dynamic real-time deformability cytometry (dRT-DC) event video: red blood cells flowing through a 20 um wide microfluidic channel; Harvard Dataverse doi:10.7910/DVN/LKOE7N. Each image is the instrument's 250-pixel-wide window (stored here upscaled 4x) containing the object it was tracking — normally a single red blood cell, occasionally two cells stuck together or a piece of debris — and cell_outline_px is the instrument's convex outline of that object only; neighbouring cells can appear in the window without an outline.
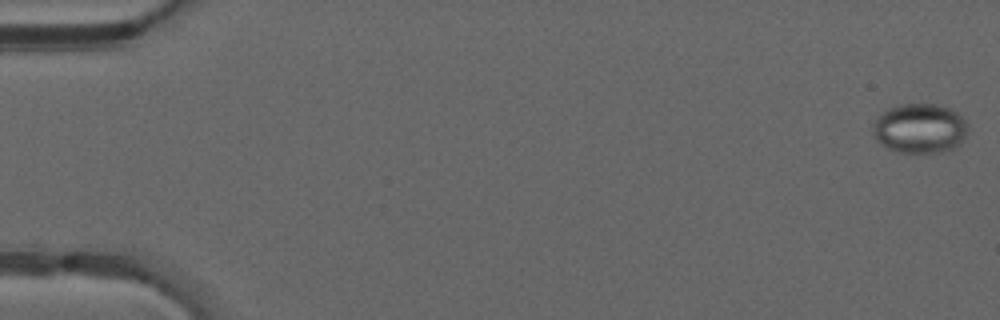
{"species": "common noctule bat (a hibernating species)", "species_latin": "Nyctalus noctula", "temperature_condition": "warm", "stored_images_in_passage": 49, "camera_frame_rate_fps": 3000, "um_per_image_px": 0.085, "animal": {"sex": "male", "forearm_length_mm": 52.5}, "frame": {"image": 1, "passage_image": 1, "time_ms": 0.0, "image_size_px": [1000, 320], "cell_outline_px": [[968, 128], [960, 144], [948, 152], [900, 152], [888, 148], [880, 144], [876, 140], [872, 132], [872, 124], [880, 112], [888, 108], [900, 104], [936, 104], [948, 108], [956, 112], [968, 124]], "centroid_in_image_um": [78.15, 10.91], "position_along_channel_um": 6.9, "area_um2": 27.69}}
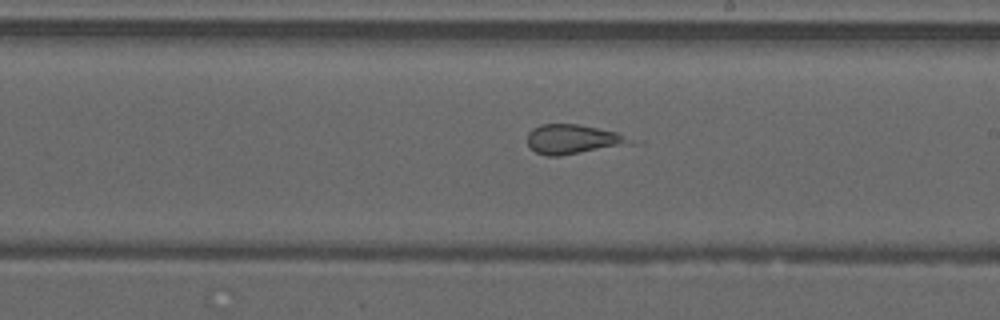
{"frame": {"image": 2, "passage_image": 29, "time_ms": 9.333, "image_size_px": [1000, 320], "cell_outline_px": [[644, 144], [560, 156], [548, 156], [536, 152], [528, 144], [528, 132], [532, 128], [540, 124], [576, 124], [616, 132], [644, 140]], "centroid_in_image_um": [48.94, 11.86], "position_along_channel_um": 240.1, "area_um2": 18.67}}
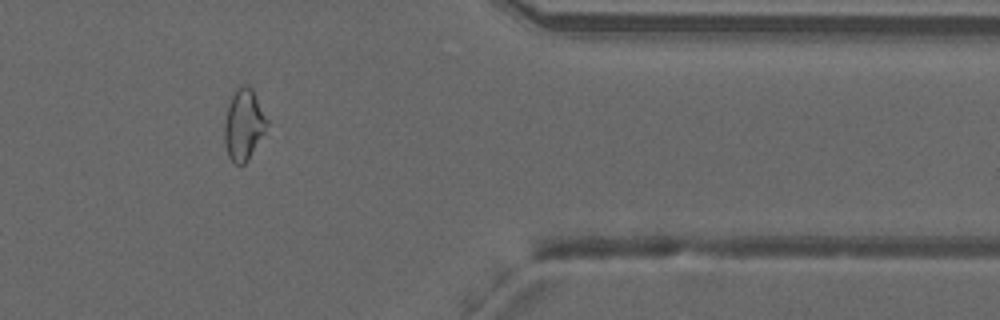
{"frame": {"image": 3, "passage_image": 41, "time_ms": 13.333, "image_size_px": [1000, 320], "cell_outline_px": [[268, 124], [264, 132], [244, 164], [236, 164], [228, 156], [224, 144], [224, 124], [228, 104], [236, 88], [240, 84], [248, 84], [252, 88], [268, 120]], "centroid_in_image_um": [20.69, 10.54], "position_along_channel_um": 390.7, "area_um2": 17.46}, "authors_computed_cell_mechanics": {"area_um2": 20.1144, "velocity_mm_per_s": 4.2585, "shape_relaxation_time_tau1_ms": null, "shape_relaxation_time_tau2_ms": 1.9978, "deformation_change_tau1": null, "deformation_change_tau2": 0.0874}}